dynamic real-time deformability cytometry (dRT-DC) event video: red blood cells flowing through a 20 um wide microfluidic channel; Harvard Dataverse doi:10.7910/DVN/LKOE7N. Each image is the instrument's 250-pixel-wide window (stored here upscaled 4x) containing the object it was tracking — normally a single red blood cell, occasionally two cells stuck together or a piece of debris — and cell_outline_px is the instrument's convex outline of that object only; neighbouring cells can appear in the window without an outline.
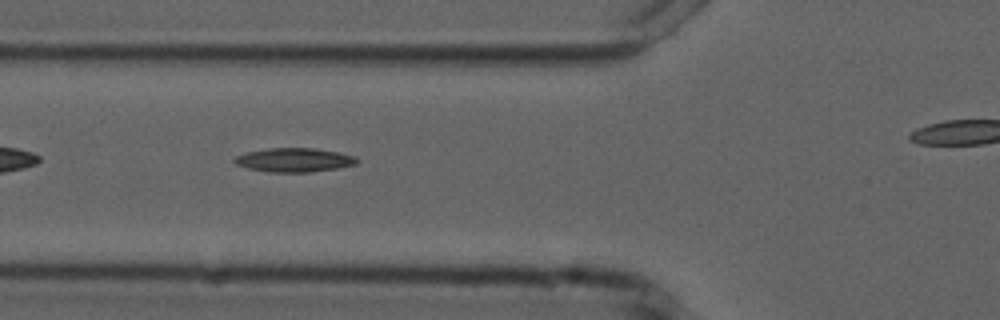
{"species": "common noctule bat (a hibernating species)", "species_latin": "Nyctalus noctula", "temperature_condition": "cold", "stored_images_in_passage": 32, "camera_frame_rate_fps": 3000, "um_per_image_px": 0.085, "animal": {"sex": "male", "forearm_length_mm": 52.5}, "frame": {"image": 1, "passage_image": 5, "time_ms": 1.333, "image_size_px": [1000, 320], "cell_outline_px": [[356, 164], [336, 168], [312, 172], [268, 172], [248, 168], [236, 164], [232, 160], [236, 156], [244, 152], [268, 148], [316, 148], [340, 152], [356, 156]], "centroid_in_image_um": [24.98, 13.59], "position_along_channel_um": 100.8, "area_um2": 17.17}}
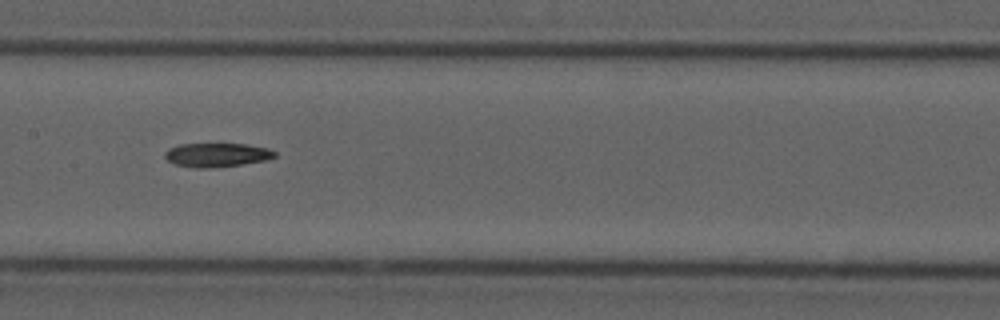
{"frame": {"image": 2, "passage_image": 12, "time_ms": 3.667, "image_size_px": [1000, 320], "cell_outline_px": [[276, 156], [268, 160], [240, 164], [208, 168], [192, 168], [176, 164], [168, 160], [164, 156], [164, 152], [168, 148], [180, 144], [244, 144], [268, 148], [276, 152]], "centroid_in_image_um": [18.42, 13.16], "position_along_channel_um": 189.0, "area_um2": 15.26}}
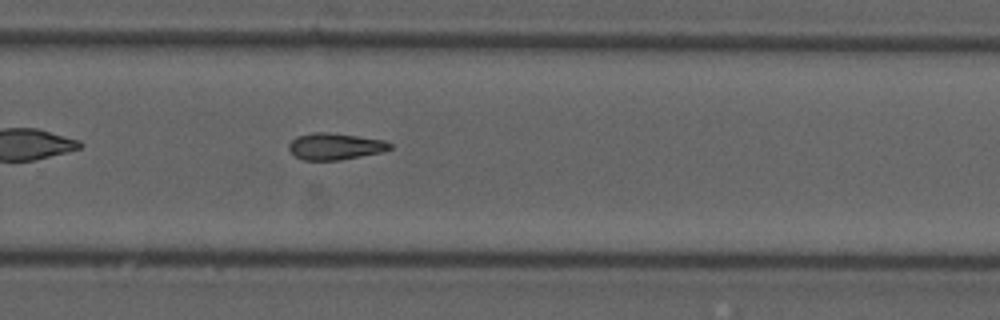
{"frame": {"image": 3, "passage_image": 21, "time_ms": 6.667, "image_size_px": [1000, 320], "cell_outline_px": [[392, 148], [380, 152], [340, 160], [304, 160], [296, 156], [288, 148], [288, 144], [296, 136], [312, 132], [328, 132], [384, 140], [392, 144]], "centroid_in_image_um": [28.46, 12.43], "position_along_channel_um": 301.3, "area_um2": 15.55}}